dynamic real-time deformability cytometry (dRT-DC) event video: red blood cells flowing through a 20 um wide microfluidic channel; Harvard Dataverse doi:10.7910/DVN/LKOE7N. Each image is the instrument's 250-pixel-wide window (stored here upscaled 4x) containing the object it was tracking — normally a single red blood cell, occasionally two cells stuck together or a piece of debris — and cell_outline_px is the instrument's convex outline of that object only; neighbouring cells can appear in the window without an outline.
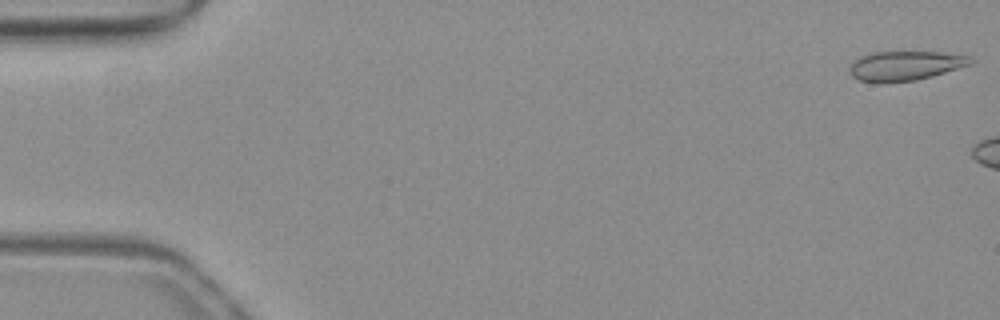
{"species": "common noctule bat (a hibernating species)", "species_latin": "Nyctalus noctula", "temperature_condition": "warm", "stored_images_in_passage": 7, "camera_frame_rate_fps": 3000, "um_per_image_px": 0.085, "animal": {"sex": "female", "body_mass_g": 19.3, "forearm_length_mm": 54.1}, "frame": {"image": 1, "passage_image": 1, "time_ms": 0.0, "image_size_px": [1000, 320], "cell_outline_px": [[972, 64], [932, 76], [916, 80], [884, 84], [876, 84], [860, 80], [852, 76], [848, 68], [860, 56], [872, 52], [940, 52], [968, 56], [972, 60]], "centroid_in_image_um": [76.89, 5.61], "position_along_channel_um": 8.1, "area_um2": 20.92}}